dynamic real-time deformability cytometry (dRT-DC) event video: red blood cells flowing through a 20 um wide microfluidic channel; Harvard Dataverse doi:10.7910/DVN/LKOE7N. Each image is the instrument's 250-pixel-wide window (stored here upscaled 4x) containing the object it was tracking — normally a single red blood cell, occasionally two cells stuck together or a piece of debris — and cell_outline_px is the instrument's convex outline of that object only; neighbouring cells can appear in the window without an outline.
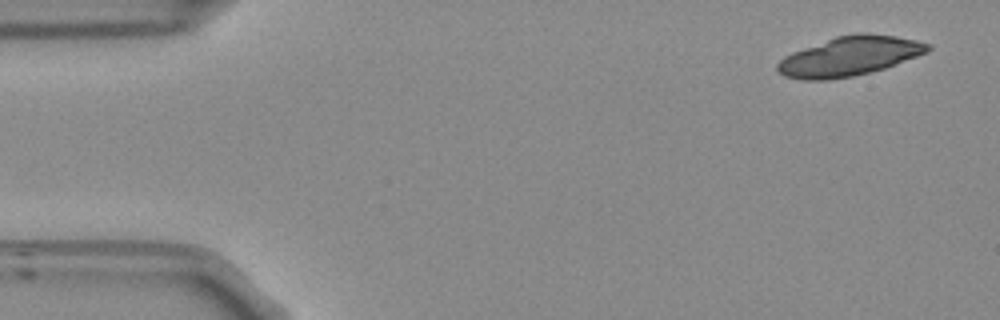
{"species": "Egyptian fruit bat (a non-hibernating species)", "species_latin": "Rousettus aegyptiacus", "temperature_condition": "room temperature", "stored_images_in_passage": 23, "segment_of_instrument_passage": [1, 2], "camera_frame_rate_fps": 3000, "um_per_image_px": 0.085, "frame": {"image": 1, "passage_image": 1, "time_ms": 0.0, "image_size_px": [1000, 320], "cell_outline_px": [[932, 48], [928, 52], [884, 68], [852, 76], [828, 80], [804, 80], [784, 76], [776, 72], [776, 64], [784, 56], [792, 52], [836, 36], [856, 32], [868, 32], [896, 36], [916, 40], [932, 44]], "centroid_in_image_um": [72.2, 4.77], "position_along_channel_um": 12.8, "area_um2": 34.62}}